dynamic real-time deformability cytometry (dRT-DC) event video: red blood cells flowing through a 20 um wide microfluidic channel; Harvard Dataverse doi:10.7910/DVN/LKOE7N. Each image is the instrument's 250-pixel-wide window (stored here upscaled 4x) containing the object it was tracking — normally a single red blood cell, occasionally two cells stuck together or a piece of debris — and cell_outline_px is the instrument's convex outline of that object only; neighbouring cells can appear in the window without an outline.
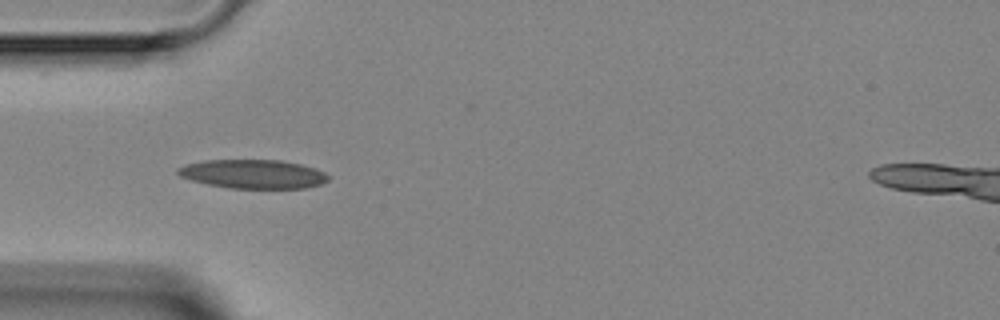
{"species": "Egyptian fruit bat (a non-hibernating species)", "species_latin": "Rousettus aegyptiacus", "temperature_condition": "room temperature", "stored_images_in_passage": 6, "camera_frame_rate_fps": 3000, "um_per_image_px": 0.085, "animal": {"sex": "female"}, "frame": {"image": 1, "passage_image": 3, "time_ms": 2.333, "image_size_px": [1000, 320], "cell_outline_px": [[328, 180], [320, 184], [304, 188], [228, 188], [208, 184], [192, 180], [180, 176], [176, 172], [176, 168], [184, 164], [204, 160], [280, 160], [300, 164], [316, 168], [324, 172], [328, 176]], "centroid_in_image_um": [21.48, 14.78], "position_along_channel_um": 63.5, "area_um2": 25.32}}
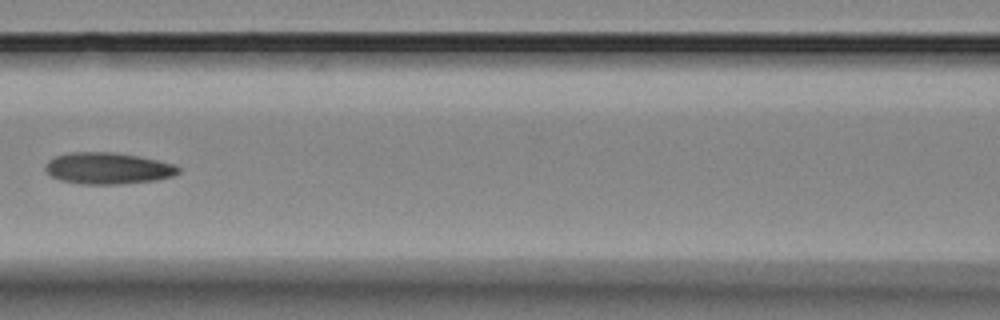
{"frame": {"image": 2, "passage_image": 5, "time_ms": 4.667, "image_size_px": [1000, 320], "cell_outline_px": [[180, 172], [172, 176], [156, 180], [120, 184], [80, 184], [60, 180], [52, 176], [44, 168], [48, 160], [56, 156], [72, 152], [112, 152], [140, 156], [176, 164], [180, 168]], "centroid_in_image_um": [9.19, 14.3], "position_along_channel_um": 157.4, "area_um2": 24.51}}
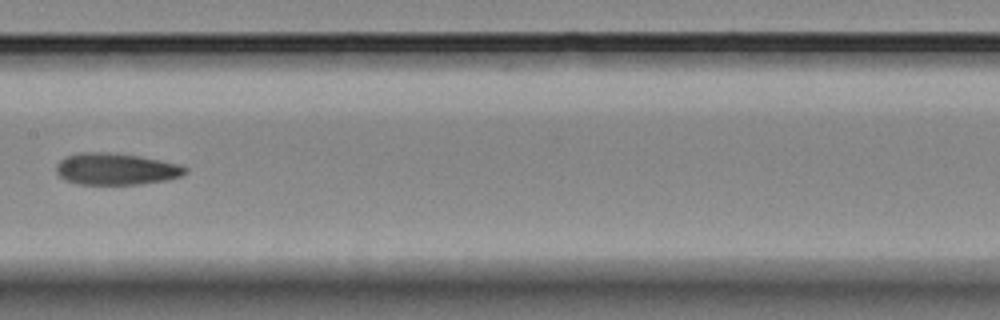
{"frame": {"image": 3, "passage_image": 6, "time_ms": 5.667, "image_size_px": [1000, 320], "cell_outline_px": [[188, 172], [180, 176], [164, 180], [140, 184], [76, 184], [64, 180], [56, 172], [56, 164], [64, 156], [76, 152], [112, 152], [140, 156], [180, 164], [188, 168]], "centroid_in_image_um": [9.82, 14.35], "position_along_channel_um": 197.6, "area_um2": 24.1}}